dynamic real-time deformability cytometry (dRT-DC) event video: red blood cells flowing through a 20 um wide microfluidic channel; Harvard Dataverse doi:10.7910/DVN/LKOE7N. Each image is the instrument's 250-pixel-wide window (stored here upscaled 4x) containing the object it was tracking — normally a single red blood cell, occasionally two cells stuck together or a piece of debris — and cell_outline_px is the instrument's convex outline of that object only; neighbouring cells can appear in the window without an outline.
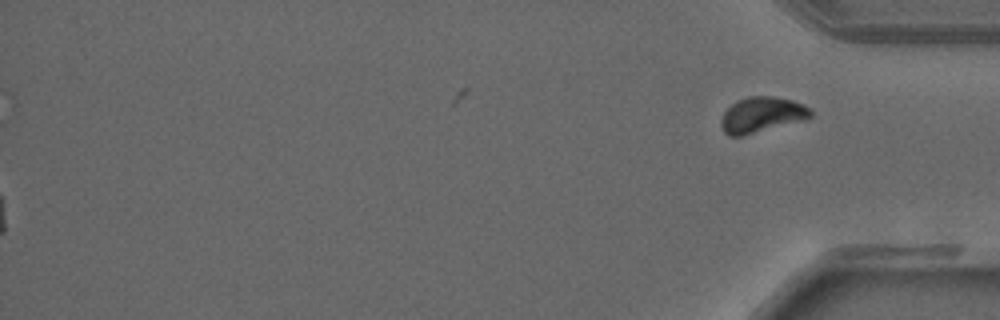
{"species": "common noctule bat (a hibernating species)", "species_latin": "Nyctalus noctula", "temperature_condition": "warm", "stored_images_in_passage": 42, "segment_of_instrument_passage": [2, 2], "camera_frame_rate_fps": 3000, "um_per_image_px": 0.085, "animal": {"sex": "male", "forearm_length_mm": 52.5}, "frame": {"image": 1, "passage_image": 42, "time_ms": 13.667, "image_size_px": [1000, 320], "cell_outline_px": [[812, 116], [740, 136], [728, 136], [724, 132], [720, 124], [720, 120], [724, 112], [736, 100], [748, 96], [772, 96], [792, 100], [804, 104], [812, 112]], "centroid_in_image_um": [64.68, 9.72], "position_along_channel_um": 370.5, "area_um2": 17.98}}